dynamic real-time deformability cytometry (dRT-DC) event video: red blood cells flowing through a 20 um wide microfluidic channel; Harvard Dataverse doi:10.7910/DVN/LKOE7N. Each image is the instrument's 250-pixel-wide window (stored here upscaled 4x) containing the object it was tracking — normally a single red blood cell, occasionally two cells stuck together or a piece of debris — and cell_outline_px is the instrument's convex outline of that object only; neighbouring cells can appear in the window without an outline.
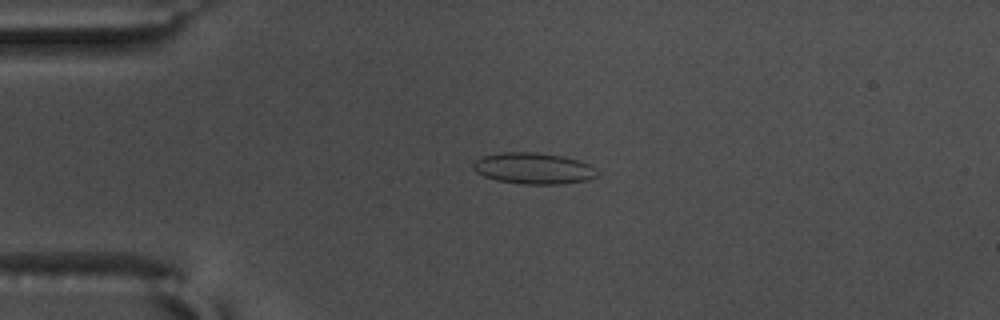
{"species": "common noctule bat (a hibernating species)", "species_latin": "Nyctalus noctula", "temperature_condition": "warm", "stored_images_in_passage": 44, "camera_frame_rate_fps": 3000, "um_per_image_px": 0.085, "animal": {"sex": "male", "body_mass_g": 17.5, "forearm_length_mm": 52.3}, "frame": {"image": 1, "passage_image": 2, "time_ms": 0.333, "image_size_px": [1000, 320], "cell_outline_px": [[596, 176], [588, 180], [560, 184], [520, 184], [496, 180], [484, 176], [476, 172], [472, 168], [472, 164], [480, 156], [504, 152], [536, 152], [564, 156], [580, 160], [588, 164], [596, 172]], "centroid_in_image_um": [45.3, 14.31], "position_along_channel_um": 39.7, "area_um2": 22.66}}
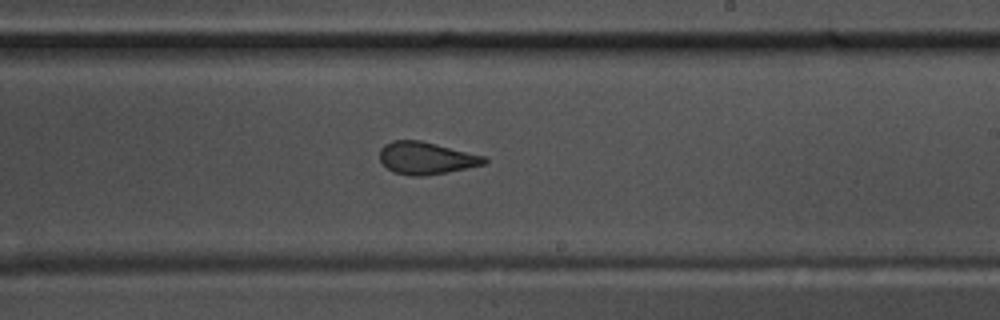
{"frame": {"image": 2, "passage_image": 22, "time_ms": 7.0, "image_size_px": [1000, 320], "cell_outline_px": [[488, 160], [484, 164], [444, 172], [420, 176], [412, 176], [396, 172], [388, 168], [380, 160], [380, 148], [384, 144], [392, 140], [420, 140], [484, 156]], "centroid_in_image_um": [36.18, 13.42], "position_along_channel_um": 252.8, "area_um2": 19.25}}
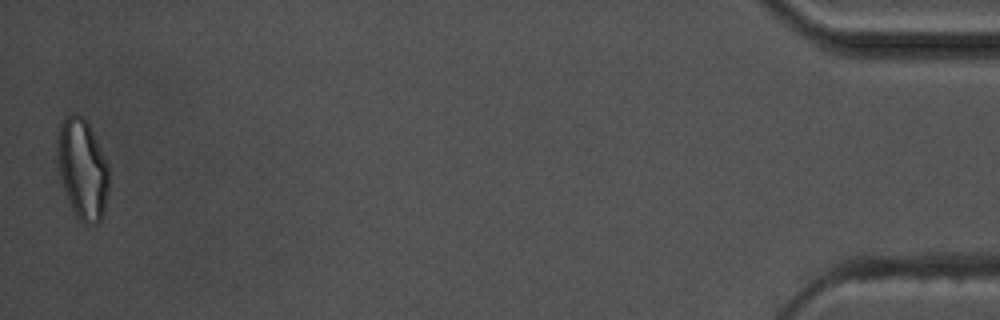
{"frame": {"image": 3, "passage_image": 44, "time_ms": 14.333, "image_size_px": [1000, 320], "cell_outline_px": [[108, 188], [104, 212], [100, 220], [96, 224], [84, 224], [76, 216], [64, 188], [60, 172], [56, 152], [56, 136], [60, 124], [72, 112], [80, 116], [88, 124], [92, 132], [108, 168]], "centroid_in_image_um": [6.99, 14.37], "position_along_channel_um": 428.2, "area_um2": 29.42}, "authors_computed_cell_mechanics": {"area_um2": 20.519, "velocity_mm_per_s": 3.6493, "shape_relaxation_time_tau1_ms": null, "shape_relaxation_time_tau2_ms": 1.2598, "deformation_change_tau1": null, "deformation_change_tau2": 0.0532}}